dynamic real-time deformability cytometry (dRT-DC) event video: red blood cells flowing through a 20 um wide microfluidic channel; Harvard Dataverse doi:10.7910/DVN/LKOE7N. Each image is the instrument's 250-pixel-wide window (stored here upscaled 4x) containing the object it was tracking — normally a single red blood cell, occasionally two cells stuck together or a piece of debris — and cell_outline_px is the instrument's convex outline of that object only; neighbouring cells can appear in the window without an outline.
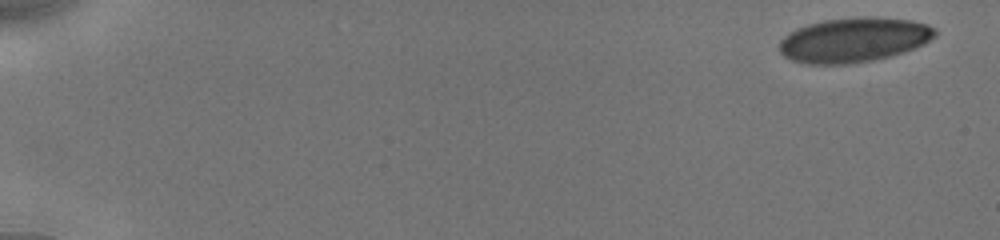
{"species": "human", "species_latin": "Homo sapiens", "temperature_condition": "cold", "stored_images_in_passage": 7, "camera_frame_rate_fps": 3000, "um_per_image_px": 0.085, "donor": {"sex": "male"}, "frame": {"image": 1, "passage_image": 1, "time_ms": 0.0, "image_size_px": [1000, 240], "cell_outline_px": [[936, 36], [924, 44], [916, 48], [892, 56], [872, 60], [848, 64], [808, 64], [792, 60], [784, 56], [780, 52], [780, 40], [788, 32], [796, 28], [808, 24], [824, 20], [912, 20], [928, 24], [936, 28]], "centroid_in_image_um": [72.56, 3.44], "position_along_channel_um": 12.4, "area_um2": 39.48}}
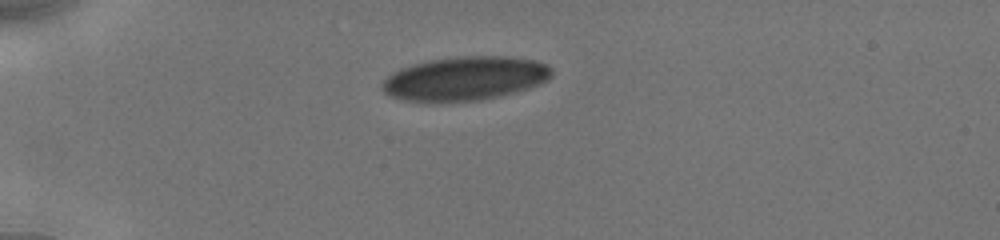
{"frame": {"image": 2, "passage_image": 5, "time_ms": 4.333, "image_size_px": [1000, 240], "cell_outline_px": [[552, 76], [548, 80], [528, 88], [516, 92], [500, 96], [480, 100], [400, 100], [388, 96], [380, 88], [380, 84], [392, 72], [400, 68], [412, 64], [428, 60], [460, 56], [508, 56], [536, 60], [548, 64], [552, 68]], "centroid_in_image_um": [39.54, 6.65], "position_along_channel_um": 45.5, "area_um2": 43.29}}
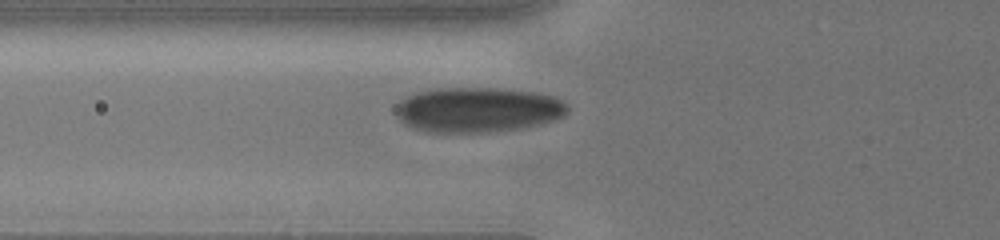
{"frame": {"image": 3, "passage_image": 7, "time_ms": 6.333, "image_size_px": [1000, 240], "cell_outline_px": [[568, 112], [564, 116], [556, 120], [524, 128], [496, 132], [424, 132], [412, 128], [404, 124], [396, 116], [396, 104], [400, 100], [416, 92], [432, 88], [504, 88], [536, 92], [556, 96], [564, 100], [568, 104]], "centroid_in_image_um": [40.64, 9.33], "position_along_channel_um": 85.2, "area_um2": 46.01}}